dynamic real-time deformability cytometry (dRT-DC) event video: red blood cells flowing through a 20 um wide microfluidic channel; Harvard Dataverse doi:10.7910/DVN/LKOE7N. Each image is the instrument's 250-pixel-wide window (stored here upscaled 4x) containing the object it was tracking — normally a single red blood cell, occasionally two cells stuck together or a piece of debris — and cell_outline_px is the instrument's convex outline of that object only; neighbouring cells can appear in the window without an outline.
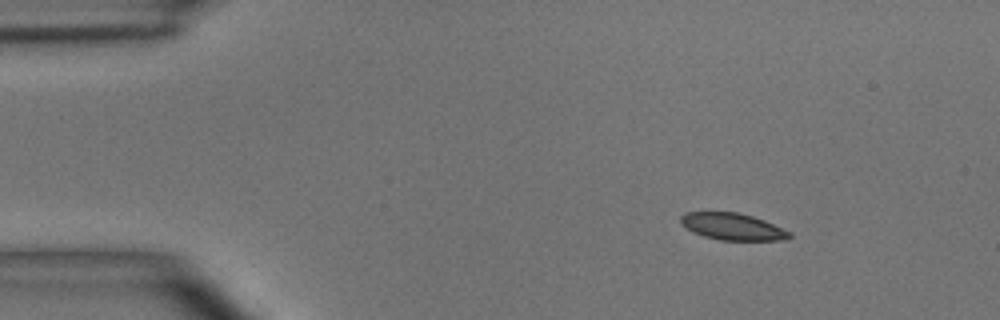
{"species": "common noctule bat (a hibernating species)", "species_latin": "Nyctalus noctula", "temperature_condition": "room temperature", "stored_images_in_passage": 5, "camera_frame_rate_fps": 3000, "um_per_image_px": 0.085, "animal": {"sex": "male", "body_mass_g": 15.6}, "frame": {"image": 1, "passage_image": 2, "time_ms": 1.333, "image_size_px": [1000, 320], "cell_outline_px": [[792, 236], [788, 240], [720, 240], [704, 236], [692, 232], [680, 220], [680, 216], [684, 212], [740, 212], [764, 220], [792, 232]], "centroid_in_image_um": [62.31, 19.26], "position_along_channel_um": 22.7, "area_um2": 17.05}}
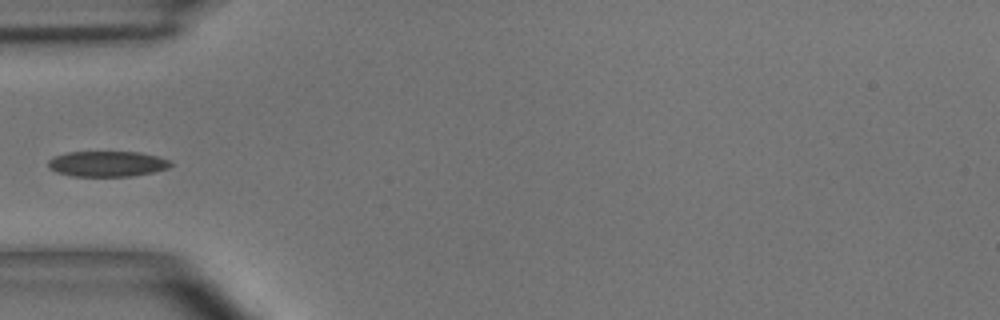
{"frame": {"image": 2, "passage_image": 5, "time_ms": 4.667, "image_size_px": [1000, 320], "cell_outline_px": [[172, 164], [168, 168], [152, 172], [132, 176], [72, 176], [56, 172], [48, 168], [48, 160], [56, 156], [68, 152], [140, 152], [172, 160]], "centroid_in_image_um": [9.12, 13.92], "position_along_channel_um": 75.9, "area_um2": 18.21}}